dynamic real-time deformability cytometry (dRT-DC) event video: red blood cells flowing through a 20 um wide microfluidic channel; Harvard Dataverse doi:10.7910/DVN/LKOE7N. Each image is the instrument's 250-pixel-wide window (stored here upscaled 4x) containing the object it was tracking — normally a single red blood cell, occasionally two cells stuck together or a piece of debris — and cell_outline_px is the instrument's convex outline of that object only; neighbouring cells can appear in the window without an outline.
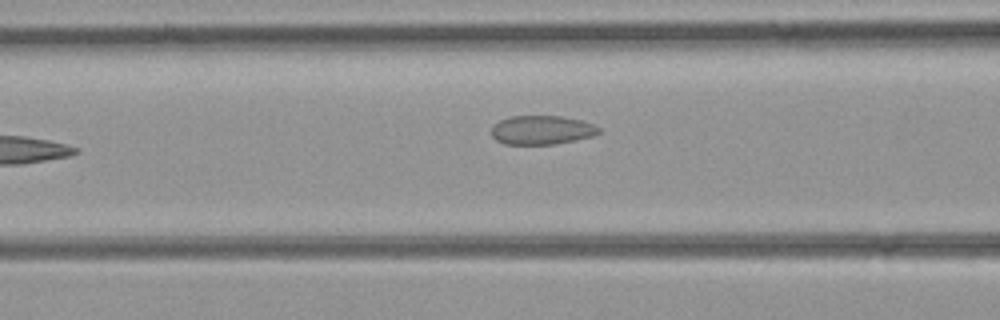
{"species": "common noctule bat (a hibernating species)", "species_latin": "Nyctalus noctula", "temperature_condition": "room temperature", "stored_images_in_passage": 26, "camera_frame_rate_fps": 3000, "um_per_image_px": 0.085, "animal": {"sex": "female", "body_mass_g": 21.9}, "frame": {"image": 1, "passage_image": 5, "time_ms": 1.333, "image_size_px": [1000, 320], "cell_outline_px": [[600, 132], [592, 136], [576, 140], [552, 144], [504, 144], [496, 140], [492, 136], [492, 124], [508, 116], [560, 116], [580, 120], [592, 124], [600, 128]], "centroid_in_image_um": [46.01, 11.05], "position_along_channel_um": 120.6, "area_um2": 18.09}}
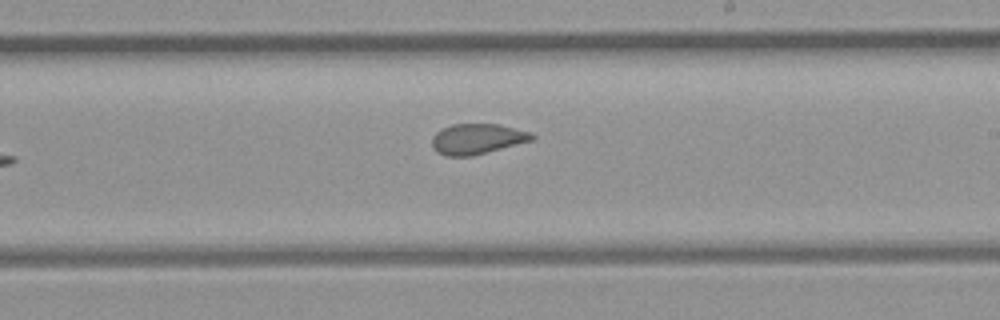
{"frame": {"image": 2, "passage_image": 13, "time_ms": 4.0, "image_size_px": [1000, 320], "cell_outline_px": [[536, 136], [532, 140], [472, 156], [448, 156], [436, 152], [432, 148], [432, 136], [440, 128], [452, 124], [500, 124], [532, 132]], "centroid_in_image_um": [40.54, 11.8], "position_along_channel_um": 248.5, "area_um2": 17.86}}
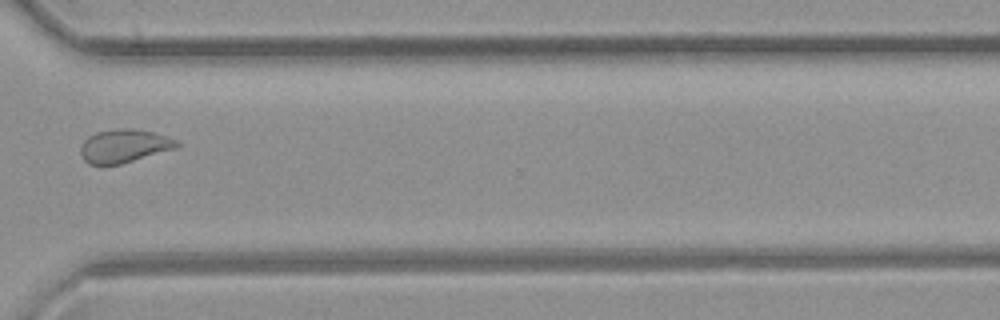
{"frame": {"image": 3, "passage_image": 20, "time_ms": 6.333, "image_size_px": [1000, 320], "cell_outline_px": [[180, 144], [176, 148], [120, 164], [88, 164], [84, 160], [80, 152], [80, 148], [84, 140], [88, 136], [96, 132], [116, 128], [132, 128], [152, 132], [176, 140]], "centroid_in_image_um": [10.51, 12.39], "position_along_channel_um": 360.1, "area_um2": 18.5}}